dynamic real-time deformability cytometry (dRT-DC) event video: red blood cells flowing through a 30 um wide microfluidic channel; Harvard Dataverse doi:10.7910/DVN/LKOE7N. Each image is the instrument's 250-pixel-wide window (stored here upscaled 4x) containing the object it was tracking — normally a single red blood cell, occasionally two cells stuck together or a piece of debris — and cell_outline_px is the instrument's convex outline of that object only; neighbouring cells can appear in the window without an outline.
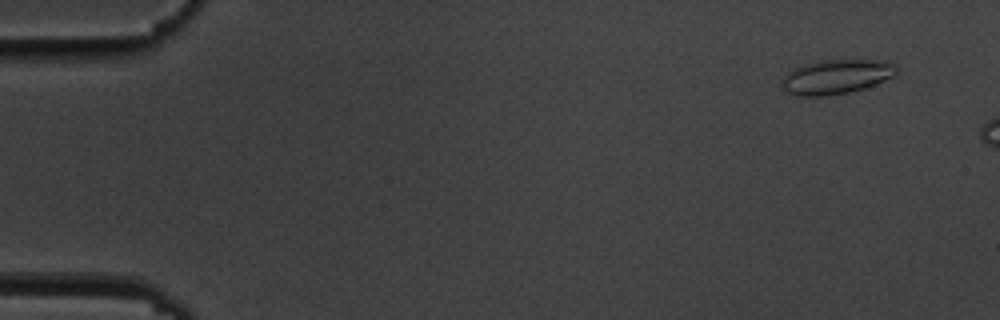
{"species": "common noctule bat (a hibernating species)", "species_latin": "Nyctalus noctula", "temperature_condition": "cold", "stored_images_in_passage": 4, "camera_frame_rate_fps": 3000, "um_per_image_px": 0.085, "animal": {"sex": "male", "body_mass_g": 19.5, "forearm_length_mm": 54.6}, "frame": {"image": 1, "passage_image": 2, "time_ms": 1.0, "image_size_px": [1000, 320], "cell_outline_px": [[900, 68], [892, 76], [884, 80], [864, 88], [848, 92], [828, 96], [796, 96], [788, 92], [780, 84], [780, 80], [788, 72], [804, 64], [820, 60], [884, 60]], "centroid_in_image_um": [71.05, 6.52], "position_along_channel_um": 13.9, "area_um2": 22.95}}